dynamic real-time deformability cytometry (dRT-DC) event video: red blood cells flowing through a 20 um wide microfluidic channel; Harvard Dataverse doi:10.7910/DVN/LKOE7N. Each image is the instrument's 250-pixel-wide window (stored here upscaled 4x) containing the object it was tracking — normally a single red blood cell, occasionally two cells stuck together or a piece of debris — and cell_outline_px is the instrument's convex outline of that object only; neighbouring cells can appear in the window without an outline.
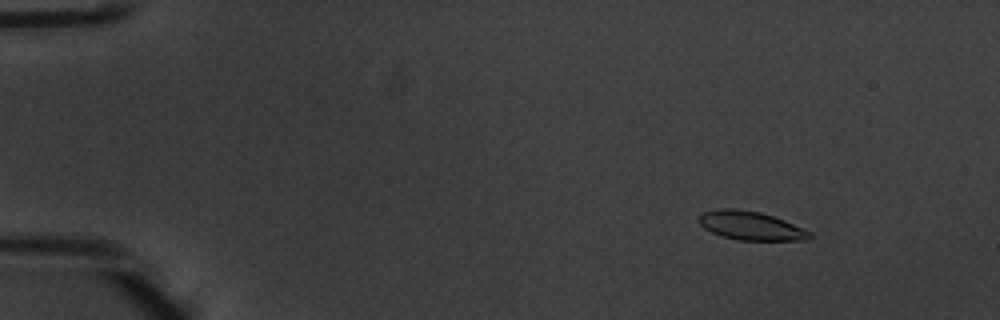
{"species": "common noctule bat (a hibernating species)", "species_latin": "Nyctalus noctula", "temperature_condition": "warm", "stored_images_in_passage": 54, "camera_frame_rate_fps": 3000, "um_per_image_px": 0.085, "animal": {"sex": "male", "body_mass_g": 20.1, "forearm_length_mm": 53.5}, "frame": {"image": 1, "passage_image": 8, "time_ms": 2.333, "image_size_px": [1000, 320], "cell_outline_px": [[812, 236], [808, 240], [736, 240], [712, 232], [704, 228], [696, 220], [704, 212], [720, 208], [732, 208], [760, 212], [784, 220], [812, 232]], "centroid_in_image_um": [63.82, 19.19], "position_along_channel_um": 21.2, "area_um2": 18.44}}
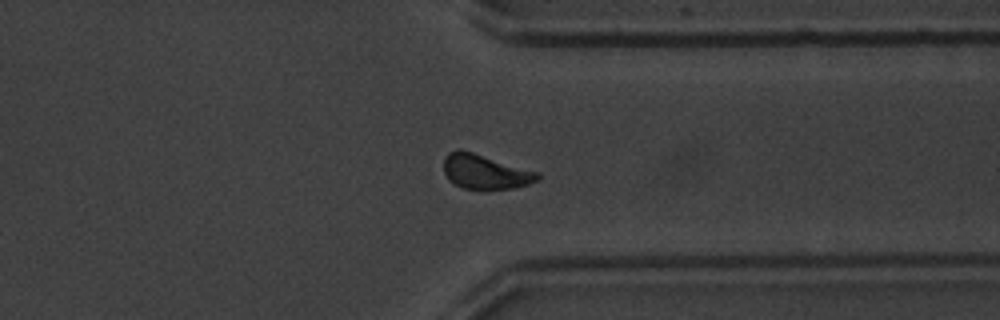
{"frame": {"image": 2, "passage_image": 43, "time_ms": 14.0, "image_size_px": [1000, 320], "cell_outline_px": [[540, 180], [528, 184], [512, 188], [464, 188], [448, 180], [444, 172], [444, 156], [448, 152], [456, 148], [460, 148], [540, 172]], "centroid_in_image_um": [41.23, 14.56], "position_along_channel_um": 370.2, "area_um2": 18.96}}
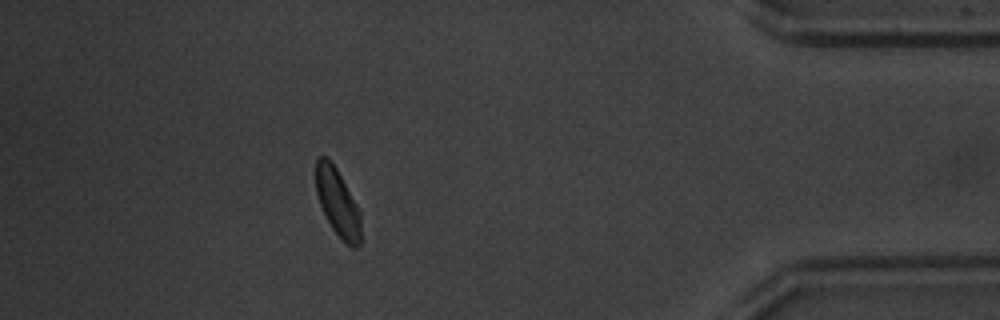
{"frame": {"image": 3, "passage_image": 49, "time_ms": 16.0, "image_size_px": [1000, 320], "cell_outline_px": [[360, 244], [356, 248], [352, 248], [332, 228], [320, 204], [316, 192], [316, 160], [320, 156], [328, 156], [336, 168], [360, 208]], "centroid_in_image_um": [28.71, 17.18], "position_along_channel_um": 406.5, "area_um2": 17.57}, "authors_computed_cell_mechanics": {"area_um2": 18.7561, "velocity_mm_per_s": 3.8723, "shape_relaxation_time_tau1_ms": 2.3552, "shape_relaxation_time_tau2_ms": 1.9036, "deformation_change_tau1": 0.103, "deformation_change_tau2": 0.0718}}